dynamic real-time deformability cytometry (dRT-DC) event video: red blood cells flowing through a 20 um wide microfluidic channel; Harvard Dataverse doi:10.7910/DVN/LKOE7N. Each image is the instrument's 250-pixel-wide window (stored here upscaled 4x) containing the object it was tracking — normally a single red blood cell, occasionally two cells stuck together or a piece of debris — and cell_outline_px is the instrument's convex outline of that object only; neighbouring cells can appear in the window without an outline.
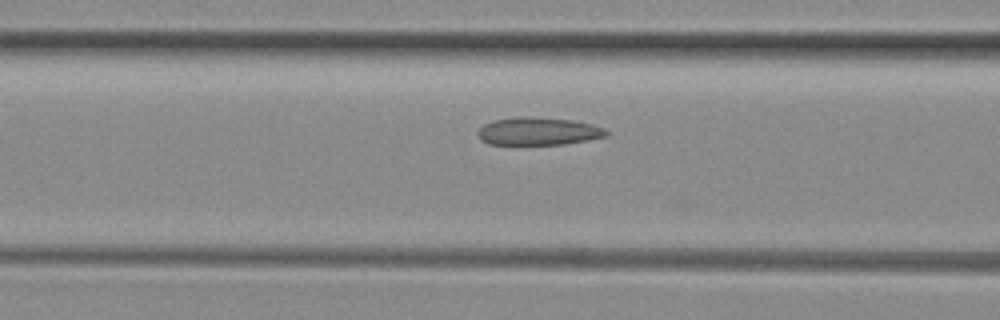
{"species": "common noctule bat (a hibernating species)", "species_latin": "Nyctalus noctula", "temperature_condition": "room temperature", "stored_images_in_passage": 7, "camera_frame_rate_fps": 3000, "um_per_image_px": 0.085, "animal": {"sex": "female", "body_mass_g": 29.2, "forearm_length_mm": 56.3}, "frame": {"image": 1, "passage_image": 5, "time_ms": 1.333, "image_size_px": [1000, 320], "cell_outline_px": [[608, 136], [588, 140], [564, 144], [488, 144], [480, 140], [476, 132], [484, 124], [492, 120], [516, 116], [532, 116], [572, 120], [592, 124], [604, 128], [608, 132]], "centroid_in_image_um": [45.73, 11.14], "position_along_channel_um": 120.9, "area_um2": 21.04}}